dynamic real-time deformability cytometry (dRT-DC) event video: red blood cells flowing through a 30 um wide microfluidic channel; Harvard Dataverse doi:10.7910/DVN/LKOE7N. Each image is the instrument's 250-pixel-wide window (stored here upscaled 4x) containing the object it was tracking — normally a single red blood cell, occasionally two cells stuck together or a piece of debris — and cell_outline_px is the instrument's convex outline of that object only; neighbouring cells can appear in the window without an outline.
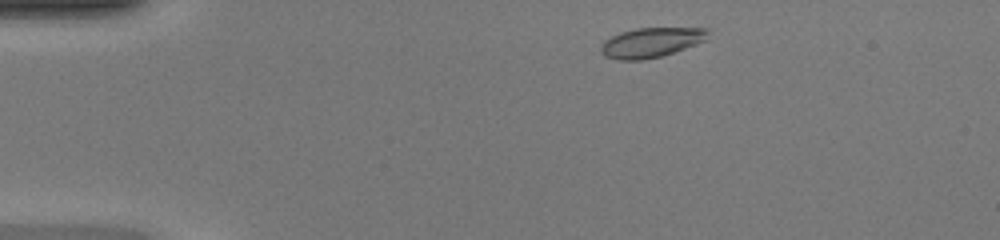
{"species": "common noctule bat (a hibernating species)", "species_latin": "Nyctalus noctula", "temperature_condition": "warm", "stored_images_in_passage": 42, "camera_frame_rate_fps": 3000, "um_per_image_px": 0.085, "animal": {"sex": "female", "body_mass_g": 20.0, "forearm_length_mm": 54.0}, "frame": {"image": 1, "passage_image": 3, "time_ms": 0.667, "image_size_px": [1000, 240], "cell_outline_px": [[712, 28], [708, 40], [660, 56], [640, 60], [616, 60], [604, 56], [600, 52], [600, 44], [604, 40], [620, 32], [636, 28]], "centroid_in_image_um": [55.35, 3.6], "position_along_channel_um": 29.6, "area_um2": 18.79}}
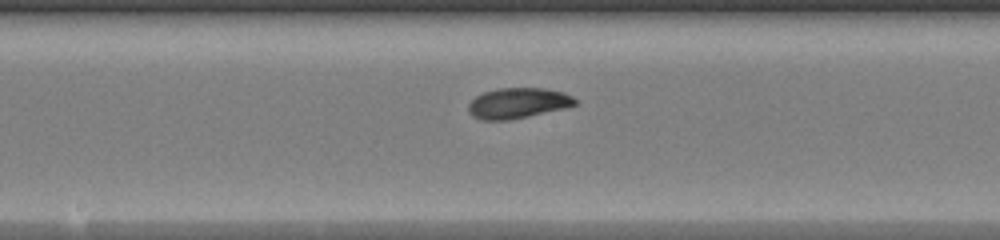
{"frame": {"image": 2, "passage_image": 20, "time_ms": 6.333, "image_size_px": [1000, 240], "cell_outline_px": [[580, 104], [564, 108], [528, 116], [508, 120], [480, 120], [472, 116], [468, 112], [468, 104], [476, 96], [484, 92], [496, 88], [544, 88], [564, 92], [572, 96]], "centroid_in_image_um": [44.01, 8.76], "position_along_channel_um": 204.2, "area_um2": 19.07}}
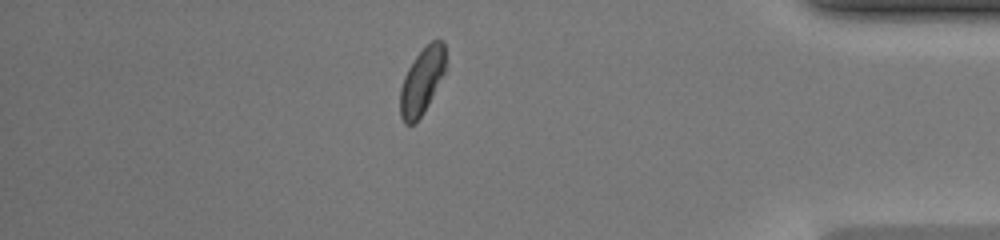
{"frame": {"image": 3, "passage_image": 36, "time_ms": 11.667, "image_size_px": [1000, 240], "cell_outline_px": [[444, 72], [428, 104], [420, 116], [412, 124], [404, 124], [400, 116], [400, 88], [404, 76], [408, 68], [416, 56], [432, 40], [440, 40], [444, 44]], "centroid_in_image_um": [35.82, 6.91], "position_along_channel_um": 399.4, "area_um2": 16.99}, "authors_computed_cell_mechanics": {"area_um2": 18.5538, "velocity_mm_per_s": 4.2826, "shape_relaxation_time_tau1_ms": 6.3486, "shape_relaxation_time_tau2_ms": 2.5392, "deformation_change_tau1": 0.1935, "deformation_change_tau2": 0.0521}}